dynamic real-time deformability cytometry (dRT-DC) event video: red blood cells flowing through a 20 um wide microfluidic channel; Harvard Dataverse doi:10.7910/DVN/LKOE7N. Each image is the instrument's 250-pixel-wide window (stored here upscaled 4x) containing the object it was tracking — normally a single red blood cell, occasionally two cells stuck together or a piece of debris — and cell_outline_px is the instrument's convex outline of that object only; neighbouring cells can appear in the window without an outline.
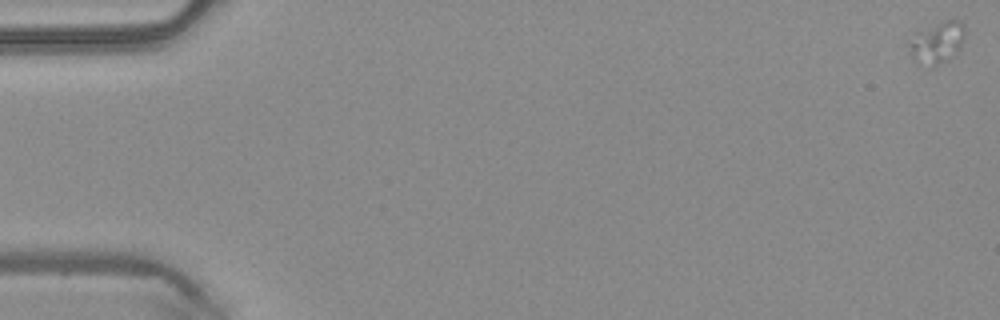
{"species": "common noctule bat (a hibernating species)", "species_latin": "Nyctalus noctula", "temperature_condition": "warm", "stored_images_in_passage": 14, "camera_frame_rate_fps": 3000, "um_per_image_px": 0.085, "animal": {"sex": "male", "body_mass_g": 20.4}, "frame": {"image": 1, "passage_image": 1, "time_ms": 0.0, "image_size_px": [1000, 320], "cell_outline_px": [[964, 36], [956, 52], [932, 68], [916, 64], [912, 60], [908, 44], [908, 40], [916, 32], [944, 20], [960, 20], [964, 24]], "centroid_in_image_um": [79.58, 3.63], "position_along_channel_um": 5.4, "area_um2": 13.58}}